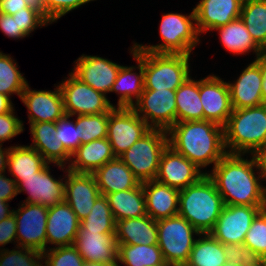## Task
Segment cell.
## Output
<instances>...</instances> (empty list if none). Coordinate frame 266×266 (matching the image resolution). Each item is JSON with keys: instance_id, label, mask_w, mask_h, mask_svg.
<instances>
[{"instance_id": "cell-1", "label": "cell", "mask_w": 266, "mask_h": 266, "mask_svg": "<svg viewBox=\"0 0 266 266\" xmlns=\"http://www.w3.org/2000/svg\"><path fill=\"white\" fill-rule=\"evenodd\" d=\"M242 156L227 153L207 175L224 205L266 206V187L262 185L255 158Z\"/></svg>"}, {"instance_id": "cell-2", "label": "cell", "mask_w": 266, "mask_h": 266, "mask_svg": "<svg viewBox=\"0 0 266 266\" xmlns=\"http://www.w3.org/2000/svg\"><path fill=\"white\" fill-rule=\"evenodd\" d=\"M167 133L168 145L199 169L214 167L227 154L223 126L215 122H176Z\"/></svg>"}, {"instance_id": "cell-3", "label": "cell", "mask_w": 266, "mask_h": 266, "mask_svg": "<svg viewBox=\"0 0 266 266\" xmlns=\"http://www.w3.org/2000/svg\"><path fill=\"white\" fill-rule=\"evenodd\" d=\"M224 207L214 182L204 175L197 183L179 193L178 215L185 218L200 234L209 233Z\"/></svg>"}, {"instance_id": "cell-4", "label": "cell", "mask_w": 266, "mask_h": 266, "mask_svg": "<svg viewBox=\"0 0 266 266\" xmlns=\"http://www.w3.org/2000/svg\"><path fill=\"white\" fill-rule=\"evenodd\" d=\"M223 129L227 153L253 155L266 144V104L233 109Z\"/></svg>"}, {"instance_id": "cell-5", "label": "cell", "mask_w": 266, "mask_h": 266, "mask_svg": "<svg viewBox=\"0 0 266 266\" xmlns=\"http://www.w3.org/2000/svg\"><path fill=\"white\" fill-rule=\"evenodd\" d=\"M133 53L143 63L144 90H176L190 76V55L153 53L136 46Z\"/></svg>"}, {"instance_id": "cell-6", "label": "cell", "mask_w": 266, "mask_h": 266, "mask_svg": "<svg viewBox=\"0 0 266 266\" xmlns=\"http://www.w3.org/2000/svg\"><path fill=\"white\" fill-rule=\"evenodd\" d=\"M159 33L163 40L161 44L145 46L135 43V46L139 50L153 53L191 55V51L200 43L194 8L189 15L180 13L162 15Z\"/></svg>"}, {"instance_id": "cell-7", "label": "cell", "mask_w": 266, "mask_h": 266, "mask_svg": "<svg viewBox=\"0 0 266 266\" xmlns=\"http://www.w3.org/2000/svg\"><path fill=\"white\" fill-rule=\"evenodd\" d=\"M167 145V131L151 129L119 158L128 166L139 182L144 183L155 180L160 157Z\"/></svg>"}, {"instance_id": "cell-8", "label": "cell", "mask_w": 266, "mask_h": 266, "mask_svg": "<svg viewBox=\"0 0 266 266\" xmlns=\"http://www.w3.org/2000/svg\"><path fill=\"white\" fill-rule=\"evenodd\" d=\"M158 246L170 266H185L200 233L183 217L176 215L156 221Z\"/></svg>"}, {"instance_id": "cell-9", "label": "cell", "mask_w": 266, "mask_h": 266, "mask_svg": "<svg viewBox=\"0 0 266 266\" xmlns=\"http://www.w3.org/2000/svg\"><path fill=\"white\" fill-rule=\"evenodd\" d=\"M67 78L59 84L66 115L100 114L116 107L106 95L82 82L72 72Z\"/></svg>"}, {"instance_id": "cell-10", "label": "cell", "mask_w": 266, "mask_h": 266, "mask_svg": "<svg viewBox=\"0 0 266 266\" xmlns=\"http://www.w3.org/2000/svg\"><path fill=\"white\" fill-rule=\"evenodd\" d=\"M152 128L132 109L114 107L108 112L107 139L119 157Z\"/></svg>"}, {"instance_id": "cell-11", "label": "cell", "mask_w": 266, "mask_h": 266, "mask_svg": "<svg viewBox=\"0 0 266 266\" xmlns=\"http://www.w3.org/2000/svg\"><path fill=\"white\" fill-rule=\"evenodd\" d=\"M176 90H144L131 107L152 129L168 131L176 123Z\"/></svg>"}, {"instance_id": "cell-12", "label": "cell", "mask_w": 266, "mask_h": 266, "mask_svg": "<svg viewBox=\"0 0 266 266\" xmlns=\"http://www.w3.org/2000/svg\"><path fill=\"white\" fill-rule=\"evenodd\" d=\"M16 219V246L33 249L43 253L46 248V226L48 207L36 203H21L13 209Z\"/></svg>"}, {"instance_id": "cell-13", "label": "cell", "mask_w": 266, "mask_h": 266, "mask_svg": "<svg viewBox=\"0 0 266 266\" xmlns=\"http://www.w3.org/2000/svg\"><path fill=\"white\" fill-rule=\"evenodd\" d=\"M266 206L224 205L209 234L224 244L244 243L255 217Z\"/></svg>"}, {"instance_id": "cell-14", "label": "cell", "mask_w": 266, "mask_h": 266, "mask_svg": "<svg viewBox=\"0 0 266 266\" xmlns=\"http://www.w3.org/2000/svg\"><path fill=\"white\" fill-rule=\"evenodd\" d=\"M207 173L167 145L160 157L155 180L180 191L197 183Z\"/></svg>"}, {"instance_id": "cell-15", "label": "cell", "mask_w": 266, "mask_h": 266, "mask_svg": "<svg viewBox=\"0 0 266 266\" xmlns=\"http://www.w3.org/2000/svg\"><path fill=\"white\" fill-rule=\"evenodd\" d=\"M65 178L58 180L51 175L49 163L33 176L22 178L17 184L18 194L27 192L24 203H36L52 207L65 201Z\"/></svg>"}, {"instance_id": "cell-16", "label": "cell", "mask_w": 266, "mask_h": 266, "mask_svg": "<svg viewBox=\"0 0 266 266\" xmlns=\"http://www.w3.org/2000/svg\"><path fill=\"white\" fill-rule=\"evenodd\" d=\"M199 94L204 120L224 126L233 110L227 82L214 74L209 75L199 80Z\"/></svg>"}, {"instance_id": "cell-17", "label": "cell", "mask_w": 266, "mask_h": 266, "mask_svg": "<svg viewBox=\"0 0 266 266\" xmlns=\"http://www.w3.org/2000/svg\"><path fill=\"white\" fill-rule=\"evenodd\" d=\"M75 61L72 73L77 78L104 95L110 93L121 65L106 58L84 54Z\"/></svg>"}, {"instance_id": "cell-18", "label": "cell", "mask_w": 266, "mask_h": 266, "mask_svg": "<svg viewBox=\"0 0 266 266\" xmlns=\"http://www.w3.org/2000/svg\"><path fill=\"white\" fill-rule=\"evenodd\" d=\"M21 101L28 109L29 124L56 122L65 115L62 93L59 85L54 91L32 90L27 84Z\"/></svg>"}, {"instance_id": "cell-19", "label": "cell", "mask_w": 266, "mask_h": 266, "mask_svg": "<svg viewBox=\"0 0 266 266\" xmlns=\"http://www.w3.org/2000/svg\"><path fill=\"white\" fill-rule=\"evenodd\" d=\"M73 246L87 263L118 262L115 233H98L79 225Z\"/></svg>"}, {"instance_id": "cell-20", "label": "cell", "mask_w": 266, "mask_h": 266, "mask_svg": "<svg viewBox=\"0 0 266 266\" xmlns=\"http://www.w3.org/2000/svg\"><path fill=\"white\" fill-rule=\"evenodd\" d=\"M65 176V201L81 221L91 212L100 191L93 174L67 171ZM67 178V179H66Z\"/></svg>"}, {"instance_id": "cell-21", "label": "cell", "mask_w": 266, "mask_h": 266, "mask_svg": "<svg viewBox=\"0 0 266 266\" xmlns=\"http://www.w3.org/2000/svg\"><path fill=\"white\" fill-rule=\"evenodd\" d=\"M233 109L250 108L263 104L260 56L255 58L234 83L227 82Z\"/></svg>"}, {"instance_id": "cell-22", "label": "cell", "mask_w": 266, "mask_h": 266, "mask_svg": "<svg viewBox=\"0 0 266 266\" xmlns=\"http://www.w3.org/2000/svg\"><path fill=\"white\" fill-rule=\"evenodd\" d=\"M243 0H200L194 7L198 34L240 18Z\"/></svg>"}, {"instance_id": "cell-23", "label": "cell", "mask_w": 266, "mask_h": 266, "mask_svg": "<svg viewBox=\"0 0 266 266\" xmlns=\"http://www.w3.org/2000/svg\"><path fill=\"white\" fill-rule=\"evenodd\" d=\"M79 225L80 220L66 201L48 207L46 247L48 244L55 247L73 245Z\"/></svg>"}, {"instance_id": "cell-24", "label": "cell", "mask_w": 266, "mask_h": 266, "mask_svg": "<svg viewBox=\"0 0 266 266\" xmlns=\"http://www.w3.org/2000/svg\"><path fill=\"white\" fill-rule=\"evenodd\" d=\"M30 132L33 143L29 146L38 151L49 164H56L58 168L66 173L68 168L65 167L66 164L69 165L72 155L56 136V122L31 123Z\"/></svg>"}, {"instance_id": "cell-25", "label": "cell", "mask_w": 266, "mask_h": 266, "mask_svg": "<svg viewBox=\"0 0 266 266\" xmlns=\"http://www.w3.org/2000/svg\"><path fill=\"white\" fill-rule=\"evenodd\" d=\"M142 185L148 216L158 221L178 215L179 190L156 180L144 182Z\"/></svg>"}, {"instance_id": "cell-26", "label": "cell", "mask_w": 266, "mask_h": 266, "mask_svg": "<svg viewBox=\"0 0 266 266\" xmlns=\"http://www.w3.org/2000/svg\"><path fill=\"white\" fill-rule=\"evenodd\" d=\"M112 146L107 137L82 144L72 154L68 170L75 173L93 174L108 161L114 160Z\"/></svg>"}, {"instance_id": "cell-27", "label": "cell", "mask_w": 266, "mask_h": 266, "mask_svg": "<svg viewBox=\"0 0 266 266\" xmlns=\"http://www.w3.org/2000/svg\"><path fill=\"white\" fill-rule=\"evenodd\" d=\"M93 176L101 195L133 189L142 184L119 157L105 163Z\"/></svg>"}, {"instance_id": "cell-28", "label": "cell", "mask_w": 266, "mask_h": 266, "mask_svg": "<svg viewBox=\"0 0 266 266\" xmlns=\"http://www.w3.org/2000/svg\"><path fill=\"white\" fill-rule=\"evenodd\" d=\"M135 44L131 47L130 53L137 61L138 66H123L117 74L116 80L112 85L110 92H115L119 95V99L116 107H128L131 108L135 102L139 99L140 95L144 91V69L142 61L133 53ZM139 70V73L134 70ZM135 98V100H133Z\"/></svg>"}, {"instance_id": "cell-29", "label": "cell", "mask_w": 266, "mask_h": 266, "mask_svg": "<svg viewBox=\"0 0 266 266\" xmlns=\"http://www.w3.org/2000/svg\"><path fill=\"white\" fill-rule=\"evenodd\" d=\"M115 238L117 244H158L157 223L148 215L116 221Z\"/></svg>"}, {"instance_id": "cell-30", "label": "cell", "mask_w": 266, "mask_h": 266, "mask_svg": "<svg viewBox=\"0 0 266 266\" xmlns=\"http://www.w3.org/2000/svg\"><path fill=\"white\" fill-rule=\"evenodd\" d=\"M48 162L31 146H11L8 155V172L18 184L22 178L33 176L42 170Z\"/></svg>"}, {"instance_id": "cell-31", "label": "cell", "mask_w": 266, "mask_h": 266, "mask_svg": "<svg viewBox=\"0 0 266 266\" xmlns=\"http://www.w3.org/2000/svg\"><path fill=\"white\" fill-rule=\"evenodd\" d=\"M105 197L115 221L147 215L142 184L133 189L106 194Z\"/></svg>"}, {"instance_id": "cell-32", "label": "cell", "mask_w": 266, "mask_h": 266, "mask_svg": "<svg viewBox=\"0 0 266 266\" xmlns=\"http://www.w3.org/2000/svg\"><path fill=\"white\" fill-rule=\"evenodd\" d=\"M220 35V42L227 51L235 55H244L253 51L256 58L264 53V51L255 43L251 34L247 31V27L241 18L229 22L225 26L217 29Z\"/></svg>"}, {"instance_id": "cell-33", "label": "cell", "mask_w": 266, "mask_h": 266, "mask_svg": "<svg viewBox=\"0 0 266 266\" xmlns=\"http://www.w3.org/2000/svg\"><path fill=\"white\" fill-rule=\"evenodd\" d=\"M176 122L204 120L199 94V80L189 76L176 89Z\"/></svg>"}, {"instance_id": "cell-34", "label": "cell", "mask_w": 266, "mask_h": 266, "mask_svg": "<svg viewBox=\"0 0 266 266\" xmlns=\"http://www.w3.org/2000/svg\"><path fill=\"white\" fill-rule=\"evenodd\" d=\"M195 240L185 266H223L226 263L224 245L209 233Z\"/></svg>"}, {"instance_id": "cell-35", "label": "cell", "mask_w": 266, "mask_h": 266, "mask_svg": "<svg viewBox=\"0 0 266 266\" xmlns=\"http://www.w3.org/2000/svg\"><path fill=\"white\" fill-rule=\"evenodd\" d=\"M240 18L255 43L266 52V0H243Z\"/></svg>"}, {"instance_id": "cell-36", "label": "cell", "mask_w": 266, "mask_h": 266, "mask_svg": "<svg viewBox=\"0 0 266 266\" xmlns=\"http://www.w3.org/2000/svg\"><path fill=\"white\" fill-rule=\"evenodd\" d=\"M117 260L125 266H155L169 265L165 262L158 244L154 245H129L117 244Z\"/></svg>"}, {"instance_id": "cell-37", "label": "cell", "mask_w": 266, "mask_h": 266, "mask_svg": "<svg viewBox=\"0 0 266 266\" xmlns=\"http://www.w3.org/2000/svg\"><path fill=\"white\" fill-rule=\"evenodd\" d=\"M17 62L0 51V93L11 96L17 94L21 98L28 81L18 70Z\"/></svg>"}, {"instance_id": "cell-38", "label": "cell", "mask_w": 266, "mask_h": 266, "mask_svg": "<svg viewBox=\"0 0 266 266\" xmlns=\"http://www.w3.org/2000/svg\"><path fill=\"white\" fill-rule=\"evenodd\" d=\"M80 225L98 233H115L116 221L105 195L96 198L91 212L80 221Z\"/></svg>"}, {"instance_id": "cell-39", "label": "cell", "mask_w": 266, "mask_h": 266, "mask_svg": "<svg viewBox=\"0 0 266 266\" xmlns=\"http://www.w3.org/2000/svg\"><path fill=\"white\" fill-rule=\"evenodd\" d=\"M76 127L80 143H89L107 137L108 112L100 114L77 115Z\"/></svg>"}, {"instance_id": "cell-40", "label": "cell", "mask_w": 266, "mask_h": 266, "mask_svg": "<svg viewBox=\"0 0 266 266\" xmlns=\"http://www.w3.org/2000/svg\"><path fill=\"white\" fill-rule=\"evenodd\" d=\"M15 248L18 249L0 247V266H43V253L21 246Z\"/></svg>"}, {"instance_id": "cell-41", "label": "cell", "mask_w": 266, "mask_h": 266, "mask_svg": "<svg viewBox=\"0 0 266 266\" xmlns=\"http://www.w3.org/2000/svg\"><path fill=\"white\" fill-rule=\"evenodd\" d=\"M45 260V261H44ZM43 266H83L85 263L78 250L73 246L48 247L43 252Z\"/></svg>"}, {"instance_id": "cell-42", "label": "cell", "mask_w": 266, "mask_h": 266, "mask_svg": "<svg viewBox=\"0 0 266 266\" xmlns=\"http://www.w3.org/2000/svg\"><path fill=\"white\" fill-rule=\"evenodd\" d=\"M244 245L266 260V208L253 220L246 234Z\"/></svg>"}, {"instance_id": "cell-43", "label": "cell", "mask_w": 266, "mask_h": 266, "mask_svg": "<svg viewBox=\"0 0 266 266\" xmlns=\"http://www.w3.org/2000/svg\"><path fill=\"white\" fill-rule=\"evenodd\" d=\"M224 252L228 262L240 266H257L265 260L244 243L224 244Z\"/></svg>"}, {"instance_id": "cell-44", "label": "cell", "mask_w": 266, "mask_h": 266, "mask_svg": "<svg viewBox=\"0 0 266 266\" xmlns=\"http://www.w3.org/2000/svg\"><path fill=\"white\" fill-rule=\"evenodd\" d=\"M71 116L64 115L56 121V129L59 141L62 142L64 148L72 155L81 145L78 138V127H76V120L70 121Z\"/></svg>"}, {"instance_id": "cell-45", "label": "cell", "mask_w": 266, "mask_h": 266, "mask_svg": "<svg viewBox=\"0 0 266 266\" xmlns=\"http://www.w3.org/2000/svg\"><path fill=\"white\" fill-rule=\"evenodd\" d=\"M44 9V17L53 23L70 11L94 0H40Z\"/></svg>"}, {"instance_id": "cell-46", "label": "cell", "mask_w": 266, "mask_h": 266, "mask_svg": "<svg viewBox=\"0 0 266 266\" xmlns=\"http://www.w3.org/2000/svg\"><path fill=\"white\" fill-rule=\"evenodd\" d=\"M16 18L18 28L28 37L31 32L42 26L51 24L39 11L33 8H24L12 15Z\"/></svg>"}, {"instance_id": "cell-47", "label": "cell", "mask_w": 266, "mask_h": 266, "mask_svg": "<svg viewBox=\"0 0 266 266\" xmlns=\"http://www.w3.org/2000/svg\"><path fill=\"white\" fill-rule=\"evenodd\" d=\"M15 110L0 115V145L5 141L21 134L24 129L23 121L15 115Z\"/></svg>"}, {"instance_id": "cell-48", "label": "cell", "mask_w": 266, "mask_h": 266, "mask_svg": "<svg viewBox=\"0 0 266 266\" xmlns=\"http://www.w3.org/2000/svg\"><path fill=\"white\" fill-rule=\"evenodd\" d=\"M16 219L14 217V214L9 216L8 218L2 220L0 222V246L3 247L6 244L12 243L14 241V244L17 242L16 237Z\"/></svg>"}, {"instance_id": "cell-49", "label": "cell", "mask_w": 266, "mask_h": 266, "mask_svg": "<svg viewBox=\"0 0 266 266\" xmlns=\"http://www.w3.org/2000/svg\"><path fill=\"white\" fill-rule=\"evenodd\" d=\"M0 30L8 38H24L27 37L19 28L16 18L12 15L0 13Z\"/></svg>"}, {"instance_id": "cell-50", "label": "cell", "mask_w": 266, "mask_h": 266, "mask_svg": "<svg viewBox=\"0 0 266 266\" xmlns=\"http://www.w3.org/2000/svg\"><path fill=\"white\" fill-rule=\"evenodd\" d=\"M18 195V186L14 179L7 178L5 173L0 174V199L10 201Z\"/></svg>"}, {"instance_id": "cell-51", "label": "cell", "mask_w": 266, "mask_h": 266, "mask_svg": "<svg viewBox=\"0 0 266 266\" xmlns=\"http://www.w3.org/2000/svg\"><path fill=\"white\" fill-rule=\"evenodd\" d=\"M24 8H30L25 0H0V13L13 15Z\"/></svg>"}, {"instance_id": "cell-52", "label": "cell", "mask_w": 266, "mask_h": 266, "mask_svg": "<svg viewBox=\"0 0 266 266\" xmlns=\"http://www.w3.org/2000/svg\"><path fill=\"white\" fill-rule=\"evenodd\" d=\"M253 156L255 158L261 180L266 181V144L260 147Z\"/></svg>"}, {"instance_id": "cell-53", "label": "cell", "mask_w": 266, "mask_h": 266, "mask_svg": "<svg viewBox=\"0 0 266 266\" xmlns=\"http://www.w3.org/2000/svg\"><path fill=\"white\" fill-rule=\"evenodd\" d=\"M260 70L262 75V98L263 104H266V52L260 55Z\"/></svg>"}, {"instance_id": "cell-54", "label": "cell", "mask_w": 266, "mask_h": 266, "mask_svg": "<svg viewBox=\"0 0 266 266\" xmlns=\"http://www.w3.org/2000/svg\"><path fill=\"white\" fill-rule=\"evenodd\" d=\"M14 109L11 97L0 93V115Z\"/></svg>"}, {"instance_id": "cell-55", "label": "cell", "mask_w": 266, "mask_h": 266, "mask_svg": "<svg viewBox=\"0 0 266 266\" xmlns=\"http://www.w3.org/2000/svg\"><path fill=\"white\" fill-rule=\"evenodd\" d=\"M0 145V174L5 173L8 164L9 147L2 148Z\"/></svg>"}, {"instance_id": "cell-56", "label": "cell", "mask_w": 266, "mask_h": 266, "mask_svg": "<svg viewBox=\"0 0 266 266\" xmlns=\"http://www.w3.org/2000/svg\"><path fill=\"white\" fill-rule=\"evenodd\" d=\"M13 214L7 201L0 199V222Z\"/></svg>"}, {"instance_id": "cell-57", "label": "cell", "mask_w": 266, "mask_h": 266, "mask_svg": "<svg viewBox=\"0 0 266 266\" xmlns=\"http://www.w3.org/2000/svg\"><path fill=\"white\" fill-rule=\"evenodd\" d=\"M26 4L37 11H39L44 16V9L40 0H25Z\"/></svg>"}, {"instance_id": "cell-58", "label": "cell", "mask_w": 266, "mask_h": 266, "mask_svg": "<svg viewBox=\"0 0 266 266\" xmlns=\"http://www.w3.org/2000/svg\"><path fill=\"white\" fill-rule=\"evenodd\" d=\"M83 266H120L119 262L112 263H87L85 262Z\"/></svg>"}, {"instance_id": "cell-59", "label": "cell", "mask_w": 266, "mask_h": 266, "mask_svg": "<svg viewBox=\"0 0 266 266\" xmlns=\"http://www.w3.org/2000/svg\"><path fill=\"white\" fill-rule=\"evenodd\" d=\"M223 266H240V265L226 261V263Z\"/></svg>"}, {"instance_id": "cell-60", "label": "cell", "mask_w": 266, "mask_h": 266, "mask_svg": "<svg viewBox=\"0 0 266 266\" xmlns=\"http://www.w3.org/2000/svg\"><path fill=\"white\" fill-rule=\"evenodd\" d=\"M257 266H266V260H264L263 262H261L259 265Z\"/></svg>"}]
</instances>
